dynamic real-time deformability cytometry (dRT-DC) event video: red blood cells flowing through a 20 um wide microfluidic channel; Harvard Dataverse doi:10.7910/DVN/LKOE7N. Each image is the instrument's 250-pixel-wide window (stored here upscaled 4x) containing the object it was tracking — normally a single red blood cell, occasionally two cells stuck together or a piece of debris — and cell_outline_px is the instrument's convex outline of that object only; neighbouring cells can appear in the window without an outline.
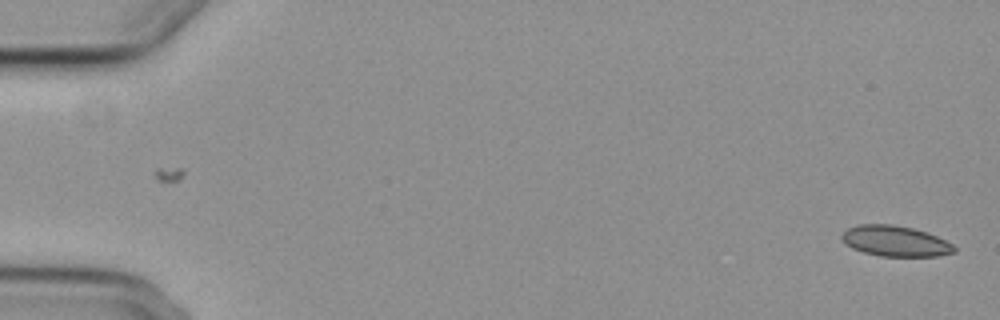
{"species": "common noctule bat (a hibernating species)", "species_latin": "Nyctalus noctula", "temperature_condition": "cold", "stored_images_in_passage": 6, "camera_frame_rate_fps": 3000, "um_per_image_px": 0.085, "animal": {"sex": "female", "body_mass_g": 29.2, "forearm_length_mm": 56.3}, "frame": {"image": 1, "passage_image": 6, "time_ms": 7.0, "image_size_px": [1000, 320], "cell_outline_px": [[956, 252], [940, 256], [880, 256], [864, 252], [852, 248], [844, 244], [840, 236], [848, 228], [856, 224], [892, 224], [912, 228], [936, 236], [952, 244], [956, 248]], "centroid_in_image_um": [76.07, 20.49], "position_along_channel_um": 8.9, "area_um2": 20.06}}